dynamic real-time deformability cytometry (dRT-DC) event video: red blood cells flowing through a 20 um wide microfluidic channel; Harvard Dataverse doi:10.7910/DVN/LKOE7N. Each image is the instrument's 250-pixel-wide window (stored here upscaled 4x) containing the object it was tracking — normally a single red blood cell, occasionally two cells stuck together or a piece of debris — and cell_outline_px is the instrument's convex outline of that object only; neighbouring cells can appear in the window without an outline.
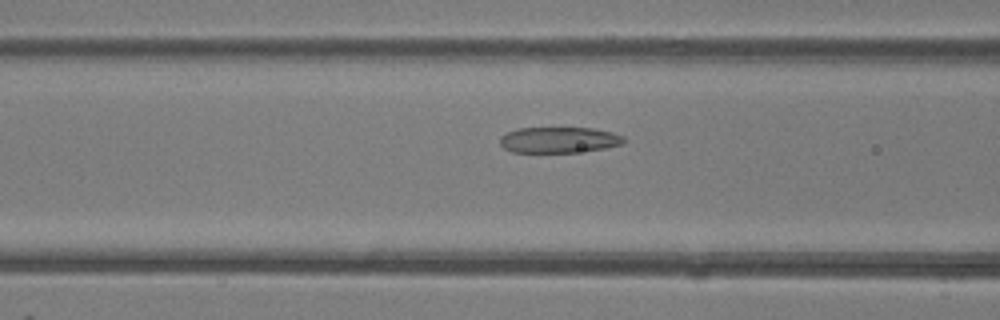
{"species": "common noctule bat (a hibernating species)", "species_latin": "Nyctalus noctula", "temperature_condition": "room temperature", "stored_images_in_passage": 47, "camera_frame_rate_fps": 3000, "um_per_image_px": 0.085, "animal": {"sex": "female"}, "frame": {"image": 1, "passage_image": 19, "time_ms": 6.0, "image_size_px": [1000, 320], "cell_outline_px": [[624, 144], [604, 148], [576, 152], [512, 152], [504, 148], [500, 144], [500, 136], [516, 128], [592, 128], [612, 132], [624, 136]], "centroid_in_image_um": [47.5, 11.89], "position_along_channel_um": 119.1, "area_um2": 18.67}}
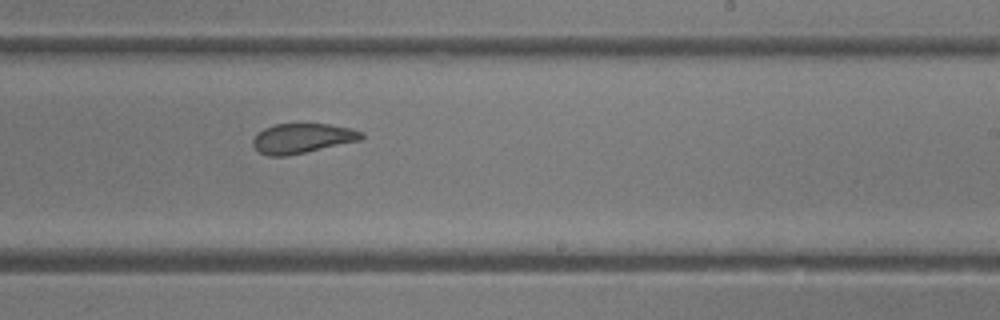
{"frame": {"image": 2, "passage_image": 29, "time_ms": 9.333, "image_size_px": [1000, 320], "cell_outline_px": [[364, 136], [360, 140], [304, 152], [284, 156], [268, 156], [260, 152], [252, 144], [252, 140], [264, 128], [276, 124], [328, 124], [352, 128], [364, 132]], "centroid_in_image_um": [25.71, 11.75], "position_along_channel_um": 263.3, "area_um2": 18.55}}
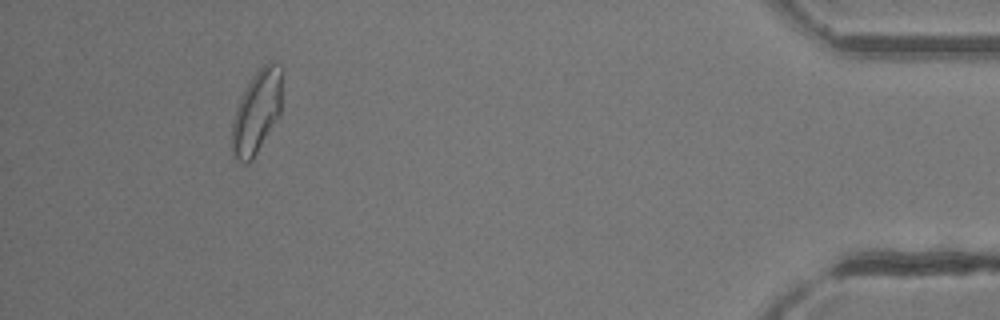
{"frame": {"image": 3, "passage_image": 44, "time_ms": 14.333, "image_size_px": [1000, 320], "cell_outline_px": [[284, 68], [280, 116], [252, 160], [248, 164], [244, 164], [232, 156], [232, 124], [236, 108], [252, 76], [268, 60]], "centroid_in_image_um": [21.87, 9.5], "position_along_channel_um": 413.3, "area_um2": 24.62}, "authors_computed_cell_mechanics": {"area_um2": 21.5016, "velocity_mm_per_s": 4.3245, "shape_relaxation_time_tau1_ms": 8.0514, "shape_relaxation_time_tau2_ms": 1.9526, "deformation_change_tau1": 0.1948, "deformation_change_tau2": 0.0693}}